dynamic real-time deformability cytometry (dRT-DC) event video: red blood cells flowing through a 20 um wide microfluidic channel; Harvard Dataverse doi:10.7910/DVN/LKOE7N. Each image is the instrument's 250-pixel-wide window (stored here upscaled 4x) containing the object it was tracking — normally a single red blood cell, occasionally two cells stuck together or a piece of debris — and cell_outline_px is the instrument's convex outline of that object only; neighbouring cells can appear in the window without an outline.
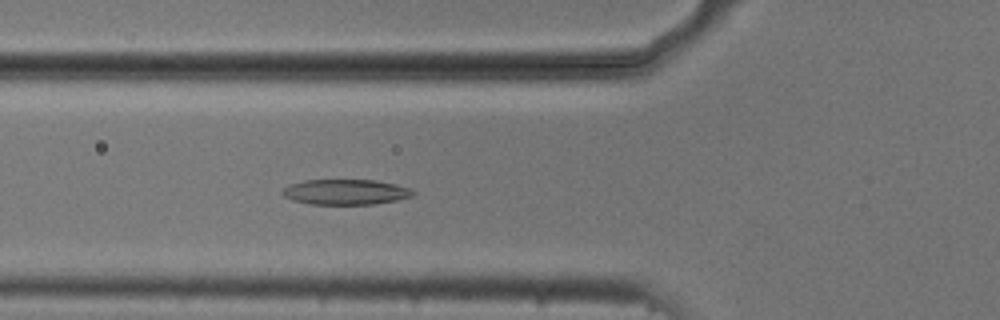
{"species": "common noctule bat (a hibernating species)", "species_latin": "Nyctalus noctula", "temperature_condition": "cold", "stored_images_in_passage": 51, "camera_frame_rate_fps": 3000, "um_per_image_px": 0.085, "animal": {"sex": "male", "body_mass_g": 20.5, "forearm_length_mm": 52.5}, "frame": {"image": 1, "passage_image": 17, "time_ms": 5.333, "image_size_px": [1000, 320], "cell_outline_px": [[416, 192], [412, 196], [396, 200], [376, 204], [308, 204], [292, 200], [284, 196], [280, 192], [288, 184], [304, 180], [376, 180], [396, 184], [408, 188]], "centroid_in_image_um": [29.34, 16.32], "position_along_channel_um": 96.5, "area_um2": 19.36}}
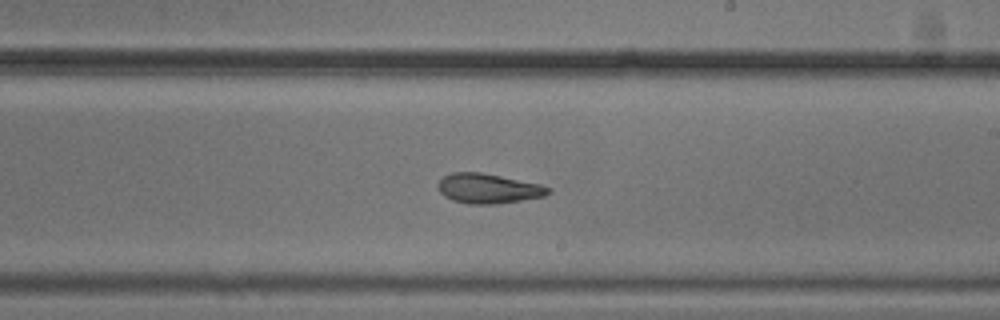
{"frame": {"image": 2, "passage_image": 29, "time_ms": 9.333, "image_size_px": [1000, 320], "cell_outline_px": [[552, 192], [544, 196], [496, 204], [468, 204], [452, 200], [444, 196], [440, 192], [440, 180], [444, 176], [452, 172], [480, 172], [540, 184], [552, 188]], "centroid_in_image_um": [41.53, 16.03], "position_along_channel_um": 247.5, "area_um2": 18.96}}
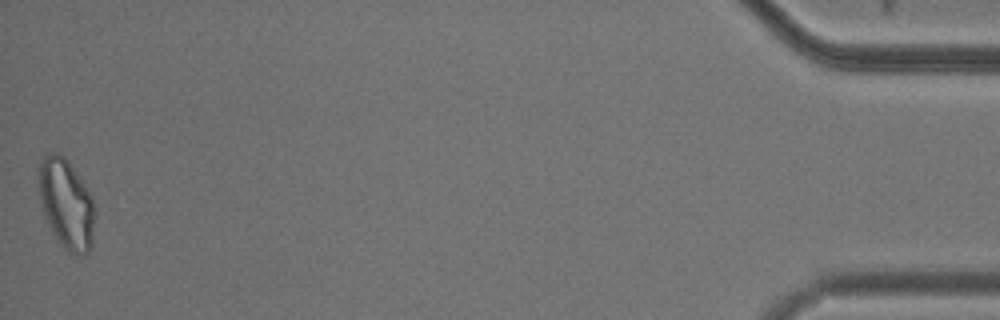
{"frame": {"image": 3, "passage_image": 51, "time_ms": 16.667, "image_size_px": [1000, 320], "cell_outline_px": [[96, 216], [92, 244], [88, 252], [76, 256], [68, 252], [60, 244], [52, 232], [44, 216], [40, 200], [40, 164], [44, 156], [48, 152], [60, 152], [68, 160], [92, 196], [96, 212]], "centroid_in_image_um": [5.67, 17.36], "position_along_channel_um": 429.5, "area_um2": 29.54}, "authors_computed_cell_mechanics": {"area_um2": 20.808, "velocity_mm_per_s": 3.7578, "shape_relaxation_time_tau1_ms": 2.9242, "shape_relaxation_time_tau2_ms": 2.2964, "deformation_change_tau1": 0.1205, "deformation_change_tau2": 0.1032}}